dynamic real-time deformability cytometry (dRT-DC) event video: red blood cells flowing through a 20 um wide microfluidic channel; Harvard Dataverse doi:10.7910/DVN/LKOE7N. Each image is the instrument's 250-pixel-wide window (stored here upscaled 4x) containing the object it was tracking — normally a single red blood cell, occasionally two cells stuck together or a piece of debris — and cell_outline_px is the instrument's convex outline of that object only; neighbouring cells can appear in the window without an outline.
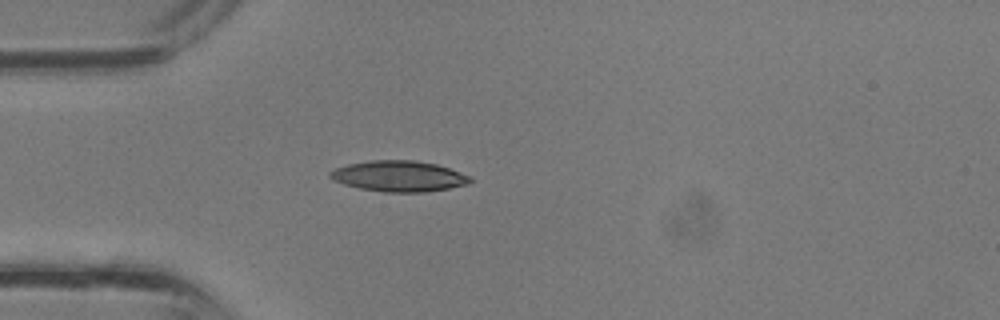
{"species": "common noctule bat (a hibernating species)", "species_latin": "Nyctalus noctula", "temperature_condition": "room temperature", "stored_images_in_passage": 28, "camera_frame_rate_fps": 3000, "um_per_image_px": 0.085, "animal": {"sex": "male", "body_mass_g": 13.3}, "frame": {"image": 1, "passage_image": 1, "time_ms": 0.0, "image_size_px": [1000, 320], "cell_outline_px": [[472, 180], [468, 184], [448, 188], [424, 192], [384, 192], [360, 188], [344, 184], [332, 180], [328, 176], [328, 172], [336, 168], [348, 164], [372, 160], [416, 160], [436, 164], [472, 176]], "centroid_in_image_um": [33.9, 14.97], "position_along_channel_um": 51.1, "area_um2": 25.14}}
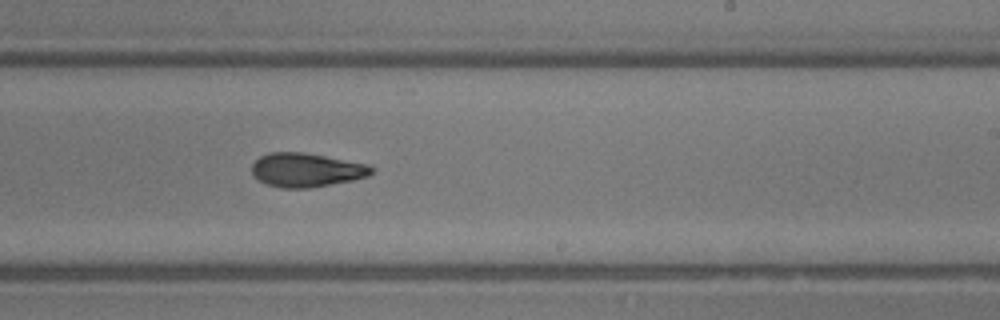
{"frame": {"image": 2, "passage_image": 13, "time_ms": 4.0, "image_size_px": [1000, 320], "cell_outline_px": [[372, 172], [368, 176], [352, 180], [312, 188], [280, 188], [268, 184], [260, 180], [252, 172], [252, 164], [260, 156], [272, 152], [304, 152], [368, 164], [372, 168]], "centroid_in_image_um": [26.04, 14.45], "position_along_channel_um": 263.0, "area_um2": 23.47}}
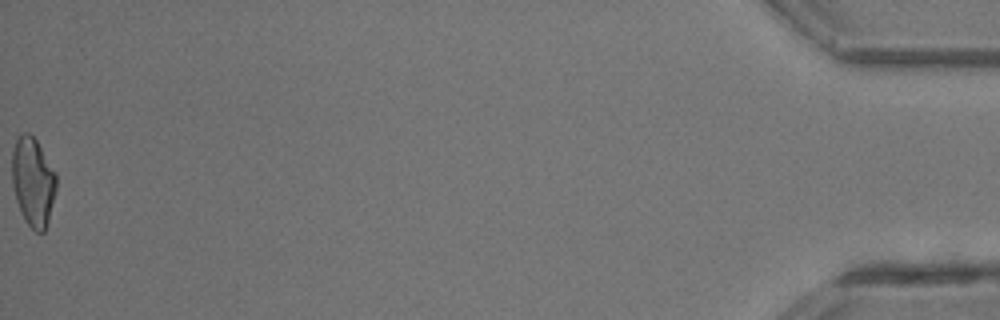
{"frame": {"image": 3, "passage_image": 28, "time_ms": 9.0, "image_size_px": [1000, 320], "cell_outline_px": [[56, 192], [48, 224], [44, 232], [36, 232], [24, 220], [16, 200], [12, 184], [12, 152], [16, 140], [24, 132], [28, 132], [36, 140], [56, 172]], "centroid_in_image_um": [2.82, 15.48], "position_along_channel_um": 432.4, "area_um2": 23.0}}